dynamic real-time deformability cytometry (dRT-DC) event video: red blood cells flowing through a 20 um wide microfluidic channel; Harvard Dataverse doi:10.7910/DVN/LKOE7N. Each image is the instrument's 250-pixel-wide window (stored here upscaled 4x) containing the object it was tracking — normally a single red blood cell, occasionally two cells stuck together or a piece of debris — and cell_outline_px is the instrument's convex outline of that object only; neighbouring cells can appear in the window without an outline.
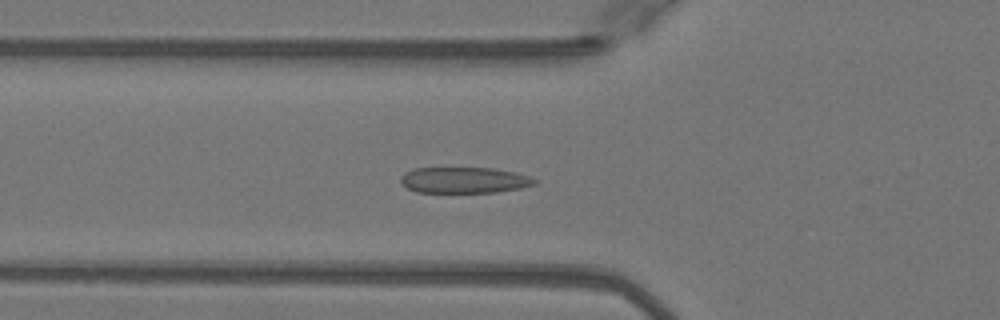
{"species": "Egyptian fruit bat (a non-hibernating species)", "species_latin": "Rousettus aegyptiacus", "temperature_condition": "warm", "stored_images_in_passage": 52, "camera_frame_rate_fps": 3000, "um_per_image_px": 0.085, "animal": {"sex": "female"}, "frame": {"image": 1, "passage_image": 19, "time_ms": 6.0, "image_size_px": [1000, 320], "cell_outline_px": [[536, 184], [520, 188], [496, 192], [416, 192], [408, 188], [400, 180], [400, 176], [404, 172], [412, 168], [492, 168], [512, 172], [528, 176], [536, 180]], "centroid_in_image_um": [39.41, 15.31], "position_along_channel_um": 86.4, "area_um2": 20.11}}
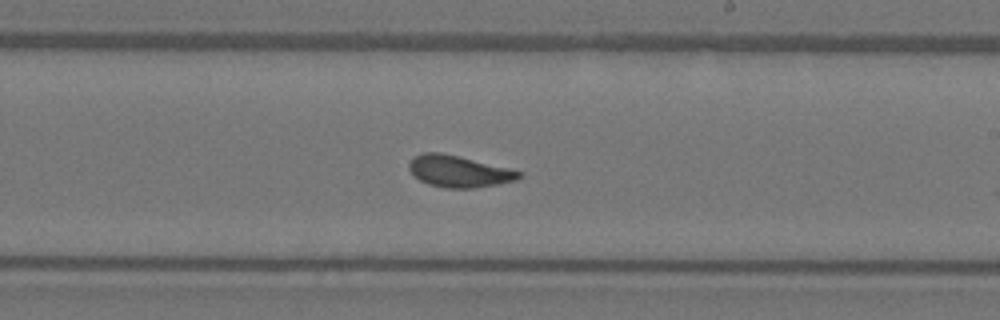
{"frame": {"image": 2, "passage_image": 31, "time_ms": 10.0, "image_size_px": [1000, 320], "cell_outline_px": [[524, 176], [516, 180], [496, 184], [472, 188], [444, 188], [428, 184], [420, 180], [408, 168], [408, 164], [416, 156], [424, 152], [440, 152], [460, 156], [524, 172]], "centroid_in_image_um": [39.03, 14.56], "position_along_channel_um": 250.0, "area_um2": 20.17}}
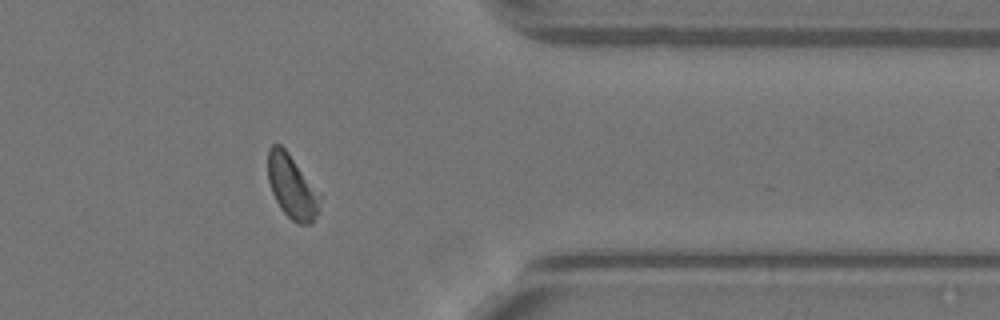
{"frame": {"image": 3, "passage_image": 42, "time_ms": 13.667, "image_size_px": [1000, 320], "cell_outline_px": [[320, 212], [312, 224], [296, 224], [280, 208], [272, 192], [268, 180], [268, 148], [272, 144], [280, 144], [288, 152], [320, 192]], "centroid_in_image_um": [24.84, 15.89], "position_along_channel_um": 386.6, "area_um2": 19.54}}